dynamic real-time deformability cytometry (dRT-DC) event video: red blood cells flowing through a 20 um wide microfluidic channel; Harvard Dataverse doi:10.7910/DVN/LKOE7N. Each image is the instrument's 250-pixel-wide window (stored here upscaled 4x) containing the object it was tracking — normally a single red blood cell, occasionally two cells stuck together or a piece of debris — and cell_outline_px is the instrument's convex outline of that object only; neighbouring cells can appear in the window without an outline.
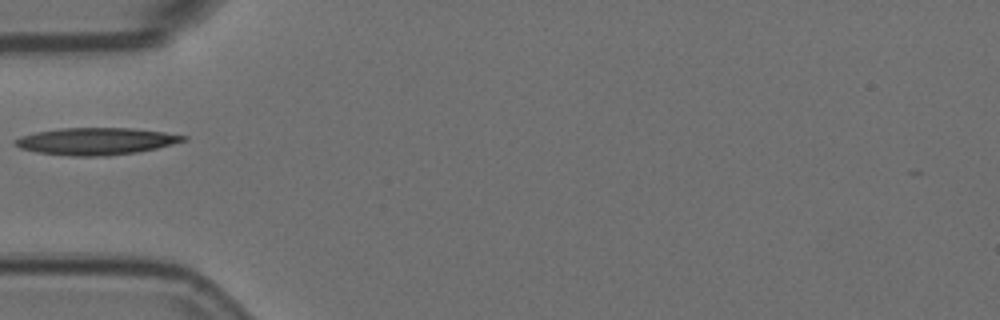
{"species": "Egyptian fruit bat (a non-hibernating species)", "species_latin": "Rousettus aegyptiacus", "temperature_condition": "room temperature", "stored_images_in_passage": 1, "camera_frame_rate_fps": 3000, "um_per_image_px": 0.085, "animal": {"sex": "female"}, "frame": {"image": 1, "passage_image": 1, "time_ms": 0.0, "image_size_px": [1000, 320], "cell_outline_px": [[188, 140], [156, 148], [136, 152], [108, 156], [72, 156], [36, 152], [20, 148], [12, 144], [12, 140], [20, 136], [36, 132], [60, 128], [132, 128], [164, 132], [188, 136]], "centroid_in_image_um": [8.13, 12.0], "position_along_channel_um": 76.9, "area_um2": 26.65}}